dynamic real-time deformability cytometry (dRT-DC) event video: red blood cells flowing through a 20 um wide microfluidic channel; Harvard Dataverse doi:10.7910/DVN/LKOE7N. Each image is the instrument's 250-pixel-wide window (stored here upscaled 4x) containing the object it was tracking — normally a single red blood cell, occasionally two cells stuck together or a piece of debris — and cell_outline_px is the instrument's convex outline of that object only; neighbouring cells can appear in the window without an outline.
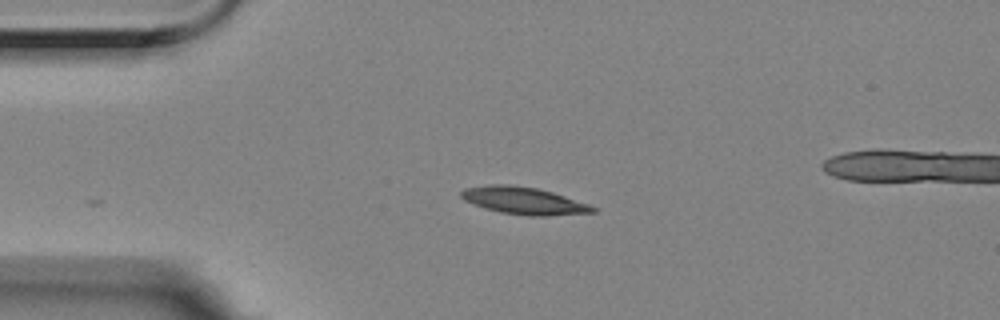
{"species": "Egyptian fruit bat (a non-hibernating species)", "species_latin": "Rousettus aegyptiacus", "temperature_condition": "room temperature", "stored_images_in_passage": 39, "camera_frame_rate_fps": 3000, "um_per_image_px": 0.085, "animal": {"sex": "female"}, "frame": {"image": 1, "passage_image": 1, "time_ms": 0.0, "image_size_px": [1000, 320], "cell_outline_px": [[596, 212], [548, 216], [528, 216], [500, 212], [484, 208], [472, 204], [464, 200], [460, 196], [460, 192], [464, 188], [492, 184], [508, 184], [536, 188], [552, 192], [588, 204], [596, 208]], "centroid_in_image_um": [44.48, 17.06], "position_along_channel_um": 40.5, "area_um2": 20.87}}
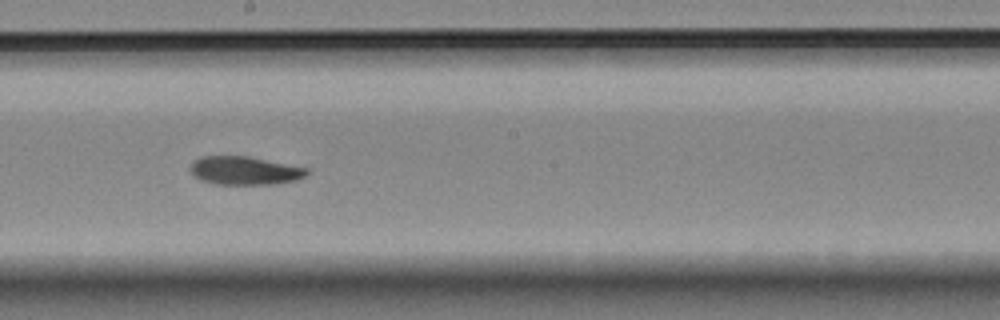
{"frame": {"image": 2, "passage_image": 19, "time_ms": 6.0, "image_size_px": [1000, 320], "cell_outline_px": [[308, 176], [296, 180], [272, 184], [216, 184], [200, 180], [188, 168], [192, 160], [200, 156], [248, 156], [308, 168]], "centroid_in_image_um": [20.78, 14.49], "position_along_channel_um": 227.4, "area_um2": 19.36}}
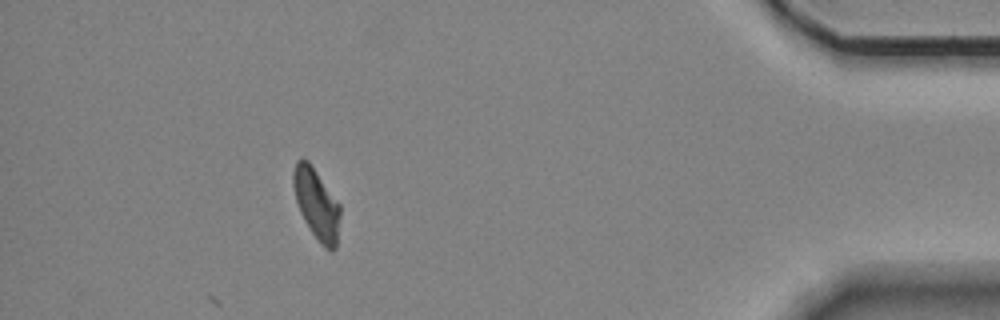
{"frame": {"image": 3, "passage_image": 39, "time_ms": 12.667, "image_size_px": [1000, 320], "cell_outline_px": [[340, 216], [336, 248], [332, 252], [324, 248], [320, 244], [304, 220], [300, 212], [296, 200], [292, 184], [292, 172], [296, 160], [308, 160], [340, 204]], "centroid_in_image_um": [26.9, 17.35], "position_along_channel_um": 408.3, "area_um2": 19.31}, "authors_computed_cell_mechanics": {"area_um2": 19.363, "velocity_mm_per_s": 3.5027, "shape_relaxation_time_tau1_ms": 11.2449, "shape_relaxation_time_tau2_ms": 7.4192, "deformation_change_tau1": 0.2327, "deformation_change_tau2": 0.11}}